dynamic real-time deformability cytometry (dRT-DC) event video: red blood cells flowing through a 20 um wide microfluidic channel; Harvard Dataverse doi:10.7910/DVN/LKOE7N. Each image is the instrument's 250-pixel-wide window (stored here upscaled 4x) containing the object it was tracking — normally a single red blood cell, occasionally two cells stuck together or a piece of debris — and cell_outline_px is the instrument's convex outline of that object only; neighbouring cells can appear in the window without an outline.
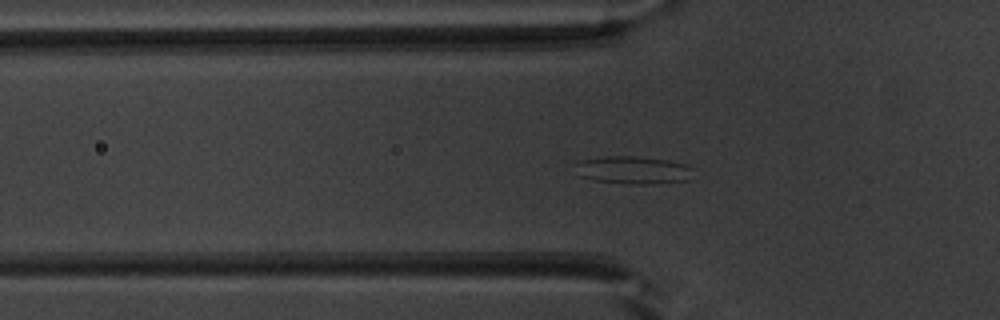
{"species": "common noctule bat (a hibernating species)", "species_latin": "Nyctalus noctula", "temperature_condition": "warm", "stored_images_in_passage": 52, "segment_of_instrument_passage": [1, 2], "camera_frame_rate_fps": 3000, "um_per_image_px": 0.085, "animal": {"sex": "male", "body_mass_g": 20.1, "forearm_length_mm": 53.5}, "frame": {"image": 1, "passage_image": 17, "time_ms": 5.333, "image_size_px": [1000, 320], "cell_outline_px": [[692, 168], [688, 180], [652, 184], [628, 184], [596, 180], [580, 176], [572, 164], [580, 160], [608, 156], [640, 156], [668, 160], [684, 164]], "centroid_in_image_um": [53.77, 14.45], "position_along_channel_um": 72.0, "area_um2": 19.07}}
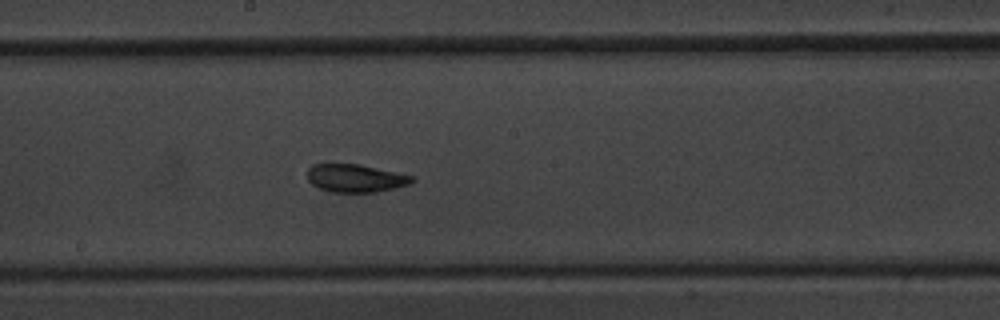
{"frame": {"image": 2, "passage_image": 28, "time_ms": 9.0, "image_size_px": [1000, 320], "cell_outline_px": [[416, 180], [412, 184], [396, 188], [376, 192], [332, 192], [320, 188], [312, 184], [308, 180], [308, 168], [312, 164], [356, 164], [416, 176]], "centroid_in_image_um": [30.27, 15.15], "position_along_channel_um": 217.9, "area_um2": 17.11}}
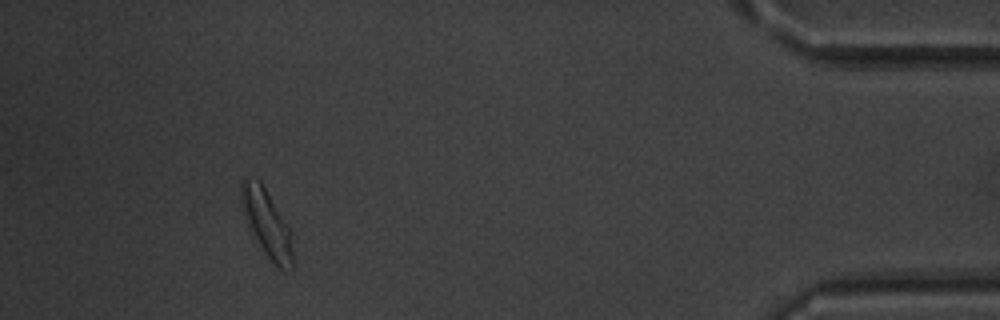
{"frame": {"image": 3, "passage_image": 47, "time_ms": 15.333, "image_size_px": [1000, 320], "cell_outline_px": [[292, 268], [280, 268], [272, 264], [252, 236], [248, 228], [244, 216], [240, 200], [240, 184], [244, 180], [260, 180], [292, 232]], "centroid_in_image_um": [22.65, 19.01], "position_along_channel_um": 412.5, "area_um2": 20.17}}